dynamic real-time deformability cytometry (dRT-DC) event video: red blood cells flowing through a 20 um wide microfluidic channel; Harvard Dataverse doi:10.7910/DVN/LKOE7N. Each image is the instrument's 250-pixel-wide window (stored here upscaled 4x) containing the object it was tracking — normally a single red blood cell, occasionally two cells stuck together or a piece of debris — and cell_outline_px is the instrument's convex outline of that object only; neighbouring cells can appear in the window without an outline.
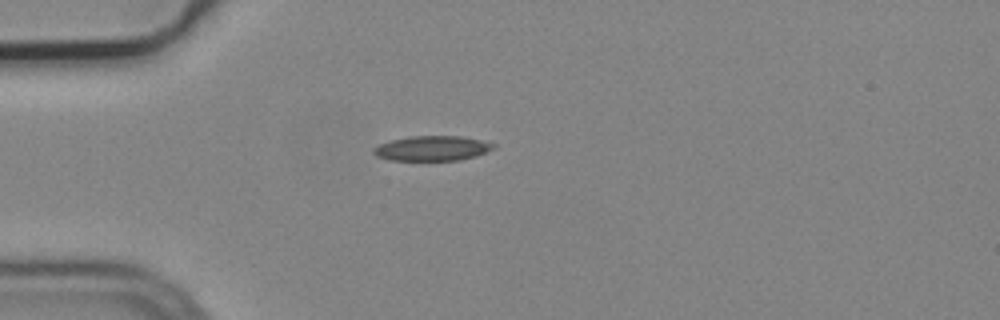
{"species": "common noctule bat (a hibernating species)", "species_latin": "Nyctalus noctula", "temperature_condition": "cold", "stored_images_in_passage": 1, "camera_frame_rate_fps": 3000, "um_per_image_px": 0.085, "animal": {"sex": "male", "body_mass_g": 19.2, "forearm_length_mm": 51.8}, "frame": {"image": 1, "passage_image": 1, "time_ms": 0.0, "image_size_px": [1000, 320], "cell_outline_px": [[496, 148], [476, 156], [460, 160], [388, 160], [376, 156], [372, 152], [372, 148], [380, 144], [392, 140], [412, 136], [460, 136], [496, 144]], "centroid_in_image_um": [36.73, 12.61], "position_along_channel_um": 48.3, "area_um2": 17.34}}